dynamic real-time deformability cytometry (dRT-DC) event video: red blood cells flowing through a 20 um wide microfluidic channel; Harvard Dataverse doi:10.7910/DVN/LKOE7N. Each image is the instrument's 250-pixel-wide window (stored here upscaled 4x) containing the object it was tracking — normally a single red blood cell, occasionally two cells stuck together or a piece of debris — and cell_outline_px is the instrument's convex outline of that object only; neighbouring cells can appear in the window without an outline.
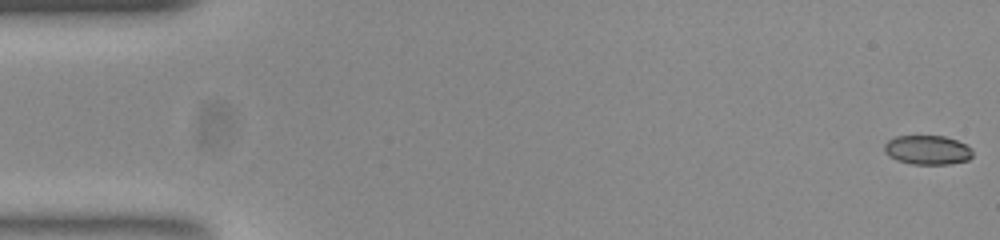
{"species": "common noctule bat (a hibernating species)", "species_latin": "Nyctalus noctula", "temperature_condition": "room temperature", "stored_images_in_passage": 54, "camera_frame_rate_fps": 3000, "um_per_image_px": 0.085, "animal": {"sex": "female", "body_mass_g": 23.0, "forearm_length_mm": 53.4}, "frame": {"image": 1, "passage_image": 1, "time_ms": 0.0, "image_size_px": [1000, 240], "cell_outline_px": [[972, 156], [968, 160], [952, 164], [912, 164], [896, 160], [888, 156], [884, 152], [884, 144], [888, 140], [896, 136], [944, 136], [956, 140], [972, 148]], "centroid_in_image_um": [78.82, 12.75], "position_along_channel_um": 6.2, "area_um2": 15.14}}
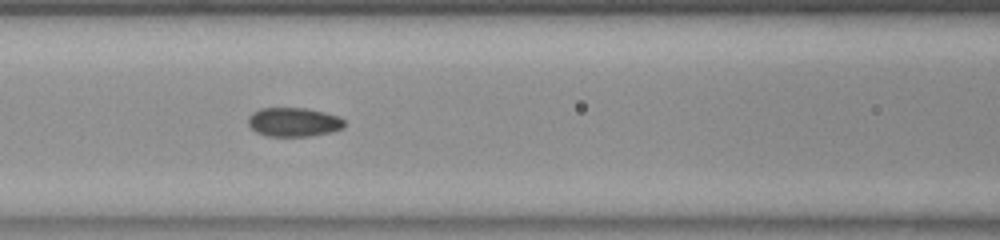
{"frame": {"image": 2, "passage_image": 23, "time_ms": 7.333, "image_size_px": [1000, 240], "cell_outline_px": [[344, 128], [328, 132], [308, 136], [268, 136], [256, 132], [248, 124], [248, 116], [252, 112], [260, 108], [308, 108], [340, 116], [344, 120]], "centroid_in_image_um": [24.95, 10.36], "position_along_channel_um": 141.6, "area_um2": 16.3}}
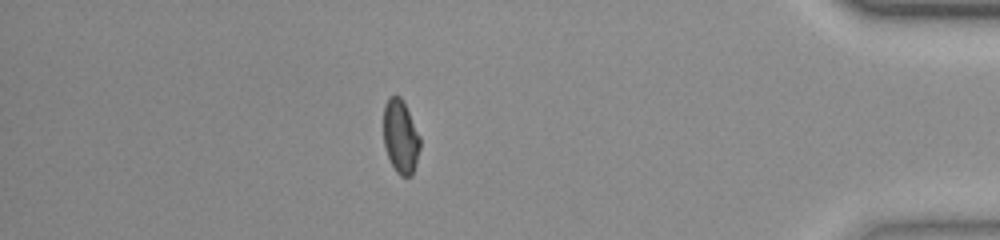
{"frame": {"image": 3, "passage_image": 47, "time_ms": 15.333, "image_size_px": [1000, 240], "cell_outline_px": [[420, 148], [416, 164], [412, 176], [400, 176], [396, 172], [388, 156], [384, 144], [384, 104], [388, 96], [400, 96], [420, 136]], "centroid_in_image_um": [34.05, 11.63], "position_along_channel_um": 401.2, "area_um2": 15.55}, "authors_computed_cell_mechanics": {"area_um2": 16.0106, "velocity_mm_per_s": 3.8062, "shape_relaxation_time_tau1_ms": null, "shape_relaxation_time_tau2_ms": 1.1653, "deformation_change_tau1": null, "deformation_change_tau2": 0.0556}}